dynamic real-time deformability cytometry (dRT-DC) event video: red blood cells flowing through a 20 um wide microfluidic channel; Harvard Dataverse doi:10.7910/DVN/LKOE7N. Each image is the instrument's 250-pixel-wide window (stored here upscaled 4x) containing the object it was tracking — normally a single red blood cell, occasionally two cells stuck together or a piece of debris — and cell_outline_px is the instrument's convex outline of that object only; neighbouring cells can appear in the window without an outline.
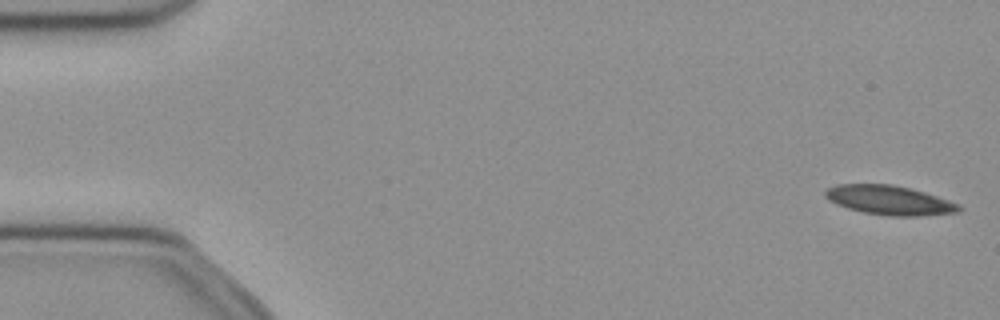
{"species": "common noctule bat (a hibernating species)", "species_latin": "Nyctalus noctula", "temperature_condition": "cold", "stored_images_in_passage": 51, "camera_frame_rate_fps": 3000, "um_per_image_px": 0.085, "animal": {"sex": "female", "body_mass_g": 21.9}, "frame": {"image": 1, "passage_image": 1, "time_ms": 0.0, "image_size_px": [1000, 320], "cell_outline_px": [[964, 208], [960, 212], [920, 216], [888, 216], [864, 212], [848, 208], [836, 204], [828, 200], [824, 196], [824, 192], [828, 188], [836, 184], [892, 184], [912, 188], [960, 204]], "centroid_in_image_um": [75.62, 17.02], "position_along_channel_um": 9.4, "area_um2": 23.0}}
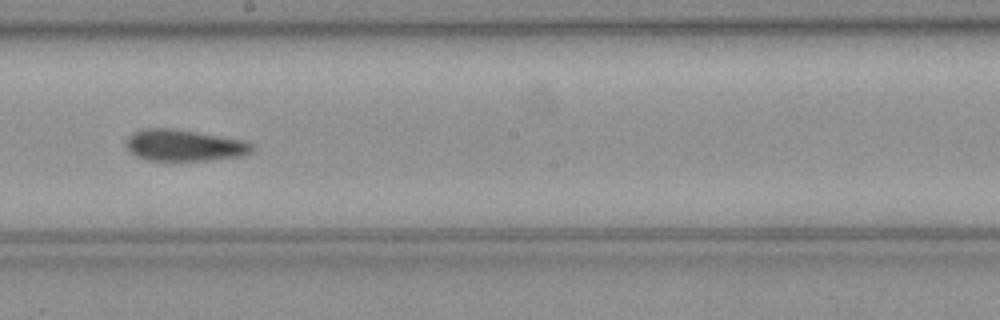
{"frame": {"image": 2, "passage_image": 28, "time_ms": 9.0, "image_size_px": [1000, 320], "cell_outline_px": [[256, 148], [252, 152], [244, 156], [208, 160], [148, 160], [136, 156], [128, 148], [128, 136], [132, 132], [144, 128], [172, 128], [248, 140]], "centroid_in_image_um": [15.74, 12.34], "position_along_channel_um": 232.5, "area_um2": 23.24}}
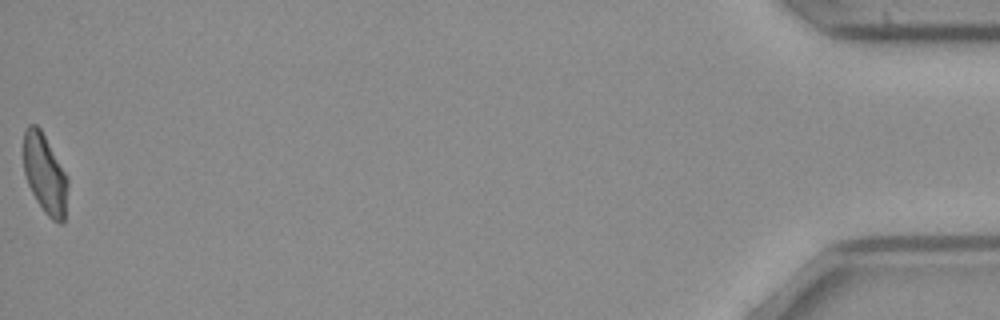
{"frame": {"image": 3, "passage_image": 51, "time_ms": 16.667, "image_size_px": [1000, 320], "cell_outline_px": [[68, 184], [64, 224], [60, 224], [52, 220], [44, 212], [36, 200], [28, 184], [24, 172], [24, 132], [28, 124], [36, 124], [40, 128], [68, 176]], "centroid_in_image_um": [3.83, 14.81], "position_along_channel_um": 431.4, "area_um2": 20.58}, "authors_computed_cell_mechanics": {"area_um2": 23.1778, "velocity_mm_per_s": 3.9661, "shape_relaxation_time_tau1_ms": null, "shape_relaxation_time_tau2_ms": 6.8353, "deformation_change_tau1": null, "deformation_change_tau2": 0.1786}}